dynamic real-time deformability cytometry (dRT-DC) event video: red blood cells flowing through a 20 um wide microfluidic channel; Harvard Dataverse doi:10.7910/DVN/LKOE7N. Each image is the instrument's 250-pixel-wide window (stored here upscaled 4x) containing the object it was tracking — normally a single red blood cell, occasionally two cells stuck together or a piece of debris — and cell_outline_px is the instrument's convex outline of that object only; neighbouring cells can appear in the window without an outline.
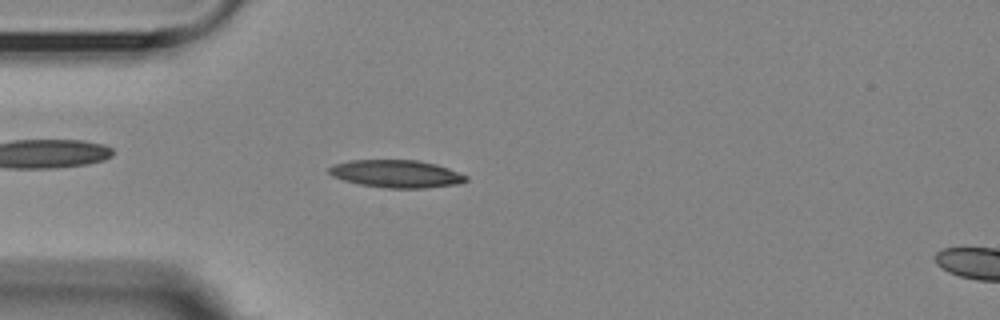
{"species": "Egyptian fruit bat (a non-hibernating species)", "species_latin": "Rousettus aegyptiacus", "temperature_condition": "room temperature", "stored_images_in_passage": 4, "segment_of_instrument_passage": [1, 2], "camera_frame_rate_fps": 3000, "um_per_image_px": 0.085, "animal": {"sex": "female"}, "frame": {"image": 1, "passage_image": 3, "time_ms": 3.333, "image_size_px": [1000, 320], "cell_outline_px": [[468, 180], [456, 184], [424, 188], [388, 188], [360, 184], [344, 180], [332, 176], [328, 172], [328, 168], [332, 164], [348, 160], [416, 160], [436, 164], [448, 168], [468, 176]], "centroid_in_image_um": [33.66, 14.76], "position_along_channel_um": 51.3, "area_um2": 22.02}}